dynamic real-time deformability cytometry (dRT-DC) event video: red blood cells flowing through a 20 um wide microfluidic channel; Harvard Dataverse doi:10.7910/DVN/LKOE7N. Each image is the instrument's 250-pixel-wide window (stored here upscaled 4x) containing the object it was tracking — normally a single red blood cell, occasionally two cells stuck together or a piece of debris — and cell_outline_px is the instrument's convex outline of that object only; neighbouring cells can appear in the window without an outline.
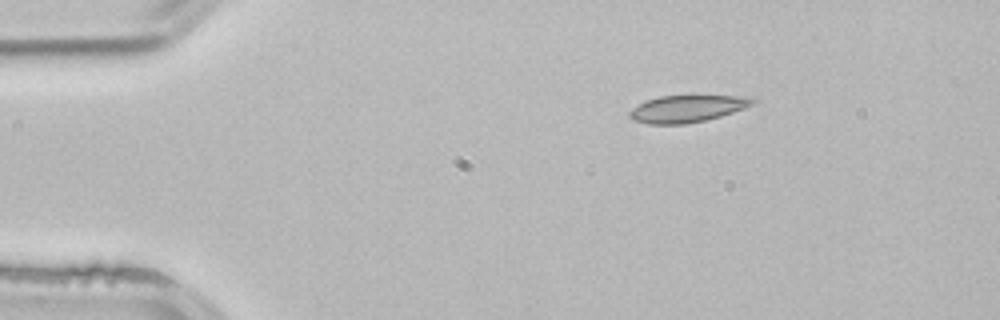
{"species": "common noctule bat (a hibernating species)", "species_latin": "Nyctalus noctula", "temperature_condition": "room temperature", "stored_images_in_passage": 45, "camera_frame_rate_fps": 3000, "um_per_image_px": 0.085, "animal": {"sex": "male", "body_mass_g": 21.5, "forearm_length_mm": 52.0}, "frame": {"image": 1, "passage_image": 1, "time_ms": 0.0, "image_size_px": [1000, 320], "cell_outline_px": [[760, 100], [744, 108], [720, 116], [704, 120], [684, 124], [648, 124], [632, 120], [628, 116], [628, 112], [632, 108], [648, 100], [660, 96], [756, 96]], "centroid_in_image_um": [58.44, 9.23], "position_along_channel_um": 26.6, "area_um2": 19.36}}
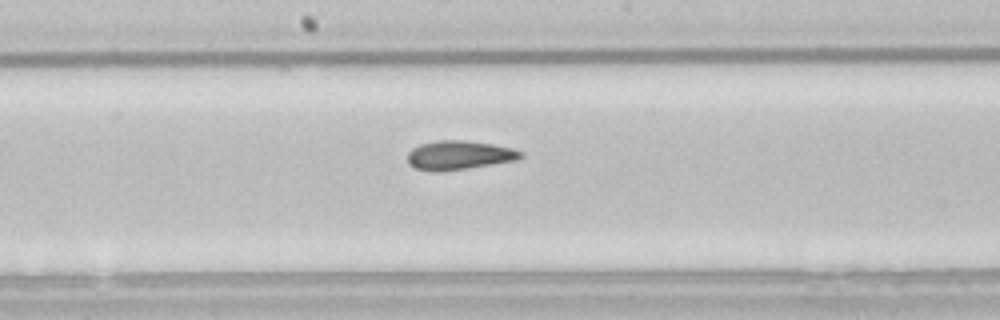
{"frame": {"image": 2, "passage_image": 20, "time_ms": 6.333, "image_size_px": [1000, 320], "cell_outline_px": [[524, 156], [516, 160], [444, 172], [432, 172], [416, 168], [408, 164], [408, 152], [412, 148], [420, 144], [436, 140], [464, 140], [492, 144], [512, 148], [524, 152]], "centroid_in_image_um": [39.01, 13.19], "position_along_channel_um": 209.2, "area_um2": 19.31}}
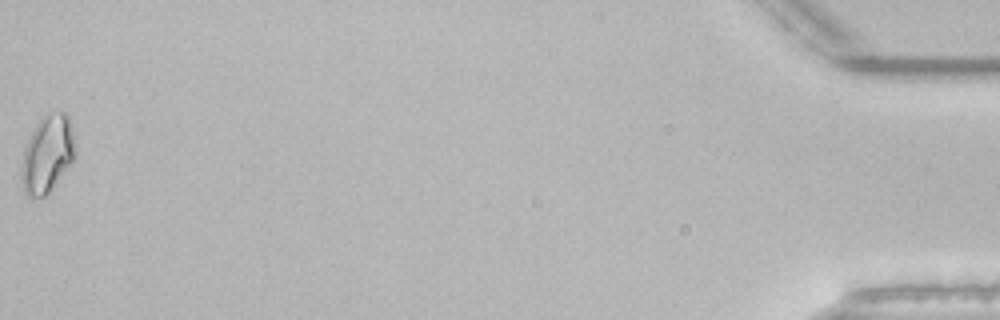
{"frame": {"image": 3, "passage_image": 45, "time_ms": 14.667, "image_size_px": [1000, 320], "cell_outline_px": [[76, 160], [48, 192], [44, 196], [28, 196], [24, 192], [20, 180], [20, 168], [24, 148], [40, 116], [48, 112], [64, 112], [68, 116], [76, 144]], "centroid_in_image_um": [4.04, 13.08], "position_along_channel_um": 431.2, "area_um2": 24.68}, "authors_computed_cell_mechanics": {"area_um2": 18.9006, "velocity_mm_per_s": 3.8838, "shape_relaxation_time_tau1_ms": 5.0604, "shape_relaxation_time_tau2_ms": 2.1914, "deformation_change_tau1": 0.1253, "deformation_change_tau2": 0.0887}}